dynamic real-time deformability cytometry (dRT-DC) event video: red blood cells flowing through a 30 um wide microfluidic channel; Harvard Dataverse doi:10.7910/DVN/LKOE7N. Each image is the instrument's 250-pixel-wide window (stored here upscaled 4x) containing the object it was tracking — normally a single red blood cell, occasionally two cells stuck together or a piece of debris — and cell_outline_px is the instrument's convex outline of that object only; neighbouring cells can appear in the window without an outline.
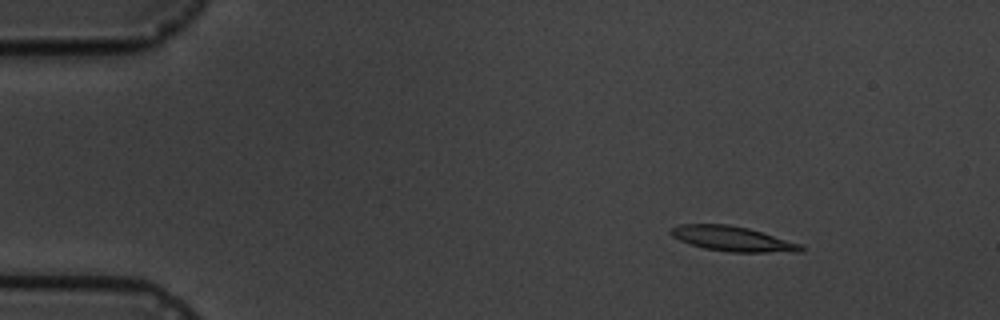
{"species": "common noctule bat (a hibernating species)", "species_latin": "Nyctalus noctula", "temperature_condition": "cold", "stored_images_in_passage": 5, "camera_frame_rate_fps": 3000, "um_per_image_px": 0.085, "animal": {"sex": "male", "body_mass_g": 19.5, "forearm_length_mm": 54.6}, "frame": {"image": 1, "passage_image": 2, "time_ms": 1.0, "image_size_px": [1000, 320], "cell_outline_px": [[804, 252], [728, 252], [704, 248], [680, 240], [672, 236], [668, 232], [672, 228], [680, 224], [728, 224], [748, 228], [804, 244]], "centroid_in_image_um": [62.33, 20.3], "position_along_channel_um": 22.7, "area_um2": 19.02}}